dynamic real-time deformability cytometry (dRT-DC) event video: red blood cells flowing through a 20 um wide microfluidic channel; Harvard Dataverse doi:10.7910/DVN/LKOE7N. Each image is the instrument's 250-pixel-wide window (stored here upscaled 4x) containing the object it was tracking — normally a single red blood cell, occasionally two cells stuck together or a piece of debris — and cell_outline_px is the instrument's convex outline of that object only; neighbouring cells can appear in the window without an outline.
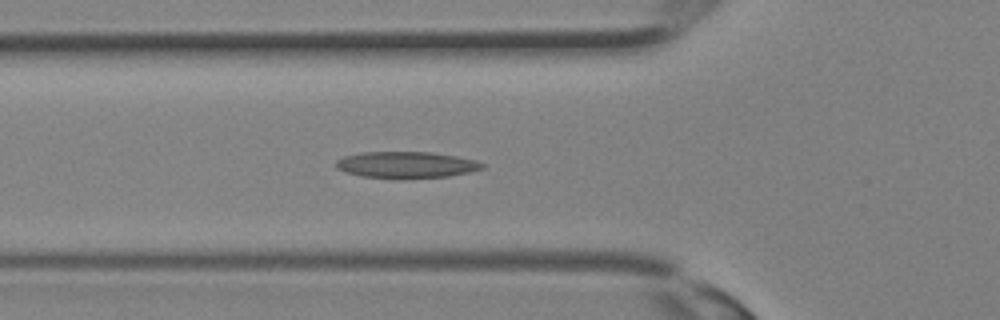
{"species": "Egyptian fruit bat (a non-hibernating species)", "species_latin": "Rousettus aegyptiacus", "temperature_condition": "room temperature", "stored_images_in_passage": 33, "camera_frame_rate_fps": 3000, "um_per_image_px": 0.085, "animal": {"sex": "female"}, "frame": {"image": 1, "passage_image": 12, "time_ms": 3.667, "image_size_px": [1000, 320], "cell_outline_px": [[484, 168], [468, 172], [448, 176], [360, 176], [344, 172], [336, 168], [336, 160], [344, 156], [360, 152], [432, 152], [456, 156], [476, 160], [484, 164]], "centroid_in_image_um": [34.51, 13.96], "position_along_channel_um": 91.3, "area_um2": 21.73}}
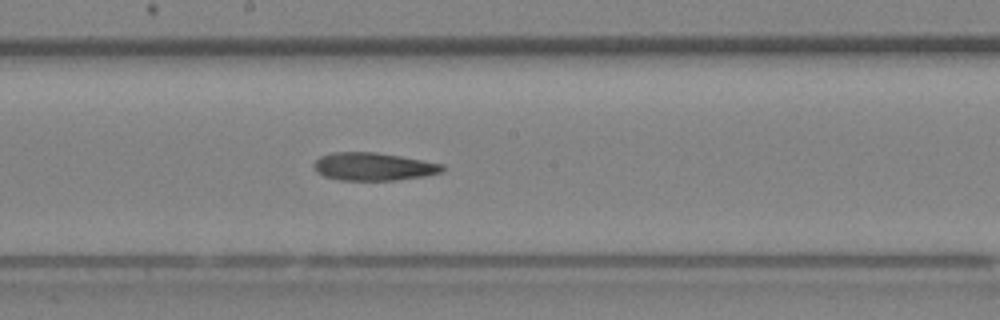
{"frame": {"image": 2, "passage_image": 18, "time_ms": 5.667, "image_size_px": [1000, 320], "cell_outline_px": [[444, 168], [440, 172], [424, 176], [396, 180], [340, 180], [324, 176], [316, 172], [312, 164], [320, 156], [332, 152], [376, 152], [400, 156], [444, 164]], "centroid_in_image_um": [31.7, 14.15], "position_along_channel_um": 216.5, "area_um2": 20.87}}
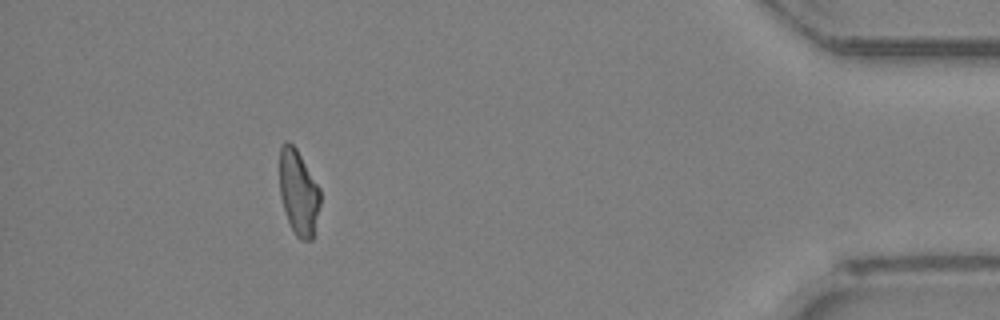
{"frame": {"image": 3, "passage_image": 30, "time_ms": 9.667, "image_size_px": [1000, 320], "cell_outline_px": [[320, 204], [312, 240], [300, 240], [296, 236], [288, 220], [280, 196], [280, 148], [284, 140], [288, 140], [296, 148], [320, 188]], "centroid_in_image_um": [25.37, 16.34], "position_along_channel_um": 409.8, "area_um2": 20.06}}